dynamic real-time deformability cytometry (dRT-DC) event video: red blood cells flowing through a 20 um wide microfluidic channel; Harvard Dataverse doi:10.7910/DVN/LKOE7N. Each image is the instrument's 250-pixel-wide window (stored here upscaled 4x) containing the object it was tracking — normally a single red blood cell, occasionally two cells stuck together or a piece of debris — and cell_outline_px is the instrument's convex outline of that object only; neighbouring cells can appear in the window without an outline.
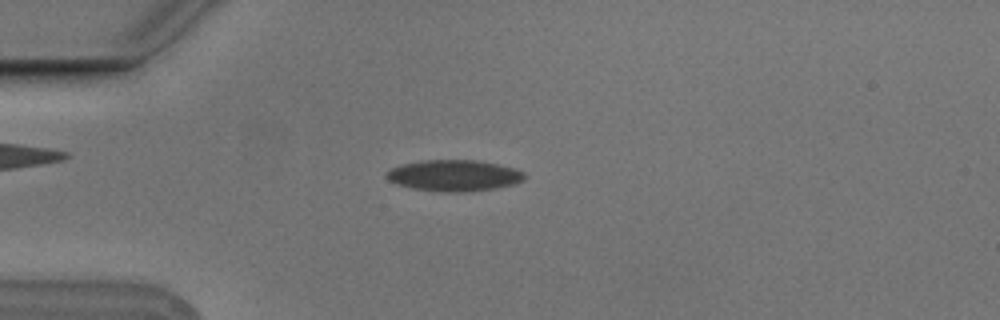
{"species": "Egyptian fruit bat (a non-hibernating species)", "species_latin": "Rousettus aegyptiacus", "temperature_condition": "cold", "stored_images_in_passage": 5, "camera_frame_rate_fps": 3000, "um_per_image_px": 0.085, "animal": {"sex": "male"}, "frame": {"image": 1, "passage_image": 3, "time_ms": 0.667, "image_size_px": [1000, 320], "cell_outline_px": [[524, 180], [512, 184], [496, 188], [468, 192], [440, 192], [412, 188], [396, 184], [388, 180], [384, 176], [384, 172], [400, 164], [420, 160], [476, 160], [496, 164], [512, 168], [524, 172]], "centroid_in_image_um": [38.52, 14.92], "position_along_channel_um": 46.5, "area_um2": 25.26}}
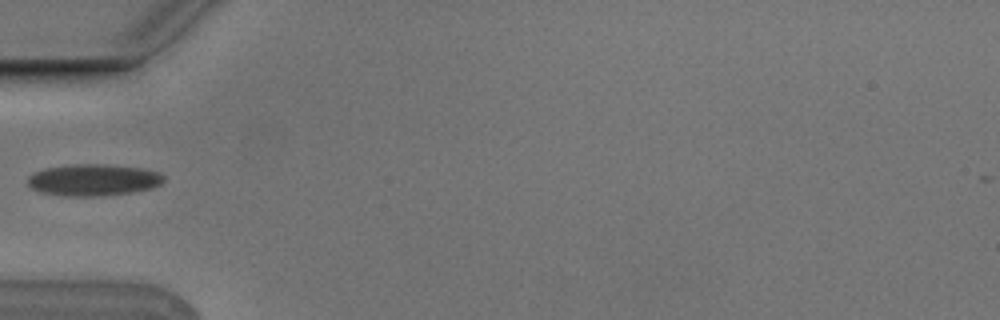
{"frame": {"image": 2, "passage_image": 4, "time_ms": 1.0, "image_size_px": [1000, 320], "cell_outline_px": [[164, 180], [160, 184], [152, 188], [132, 192], [104, 196], [64, 196], [40, 192], [32, 188], [28, 184], [28, 176], [44, 168], [72, 164], [104, 164], [140, 168], [156, 172], [164, 176]], "centroid_in_image_um": [7.91, 15.3], "position_along_channel_um": 77.1, "area_um2": 25.09}}